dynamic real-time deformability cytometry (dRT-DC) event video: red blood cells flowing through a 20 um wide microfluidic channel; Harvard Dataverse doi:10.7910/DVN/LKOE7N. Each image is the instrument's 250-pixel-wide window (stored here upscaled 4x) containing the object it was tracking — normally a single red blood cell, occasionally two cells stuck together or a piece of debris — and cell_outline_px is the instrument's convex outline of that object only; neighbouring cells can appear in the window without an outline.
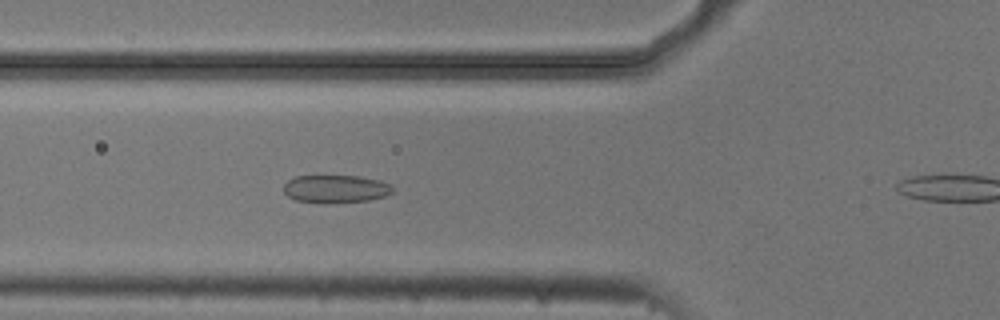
{"species": "common noctule bat (a hibernating species)", "species_latin": "Nyctalus noctula", "temperature_condition": "cold", "stored_images_in_passage": 5, "camera_frame_rate_fps": 3000, "um_per_image_px": 0.085, "animal": {"sex": "male", "body_mass_g": 20.5, "forearm_length_mm": 52.5}, "frame": {"image": 1, "passage_image": 4, "time_ms": 1.0, "image_size_px": [1000, 320], "cell_outline_px": [[392, 192], [384, 196], [368, 200], [332, 204], [324, 204], [296, 200], [288, 196], [284, 192], [284, 184], [288, 180], [296, 176], [360, 176], [380, 180], [388, 184], [392, 188]], "centroid_in_image_um": [28.5, 16.07], "position_along_channel_um": 97.3, "area_um2": 17.8}}